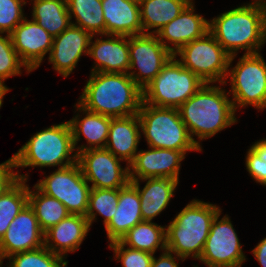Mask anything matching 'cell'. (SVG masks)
<instances>
[{
    "label": "cell",
    "mask_w": 266,
    "mask_h": 267,
    "mask_svg": "<svg viewBox=\"0 0 266 267\" xmlns=\"http://www.w3.org/2000/svg\"><path fill=\"white\" fill-rule=\"evenodd\" d=\"M209 32L230 55L259 53L266 44V6L245 3L209 21Z\"/></svg>",
    "instance_id": "cell-1"
},
{
    "label": "cell",
    "mask_w": 266,
    "mask_h": 267,
    "mask_svg": "<svg viewBox=\"0 0 266 267\" xmlns=\"http://www.w3.org/2000/svg\"><path fill=\"white\" fill-rule=\"evenodd\" d=\"M77 103L84 109L111 118L136 115L142 89L128 73H90Z\"/></svg>",
    "instance_id": "cell-2"
},
{
    "label": "cell",
    "mask_w": 266,
    "mask_h": 267,
    "mask_svg": "<svg viewBox=\"0 0 266 267\" xmlns=\"http://www.w3.org/2000/svg\"><path fill=\"white\" fill-rule=\"evenodd\" d=\"M223 87L213 83L203 86L178 109L193 142L202 149L200 141L238 122L232 99ZM194 136H197L198 141Z\"/></svg>",
    "instance_id": "cell-3"
},
{
    "label": "cell",
    "mask_w": 266,
    "mask_h": 267,
    "mask_svg": "<svg viewBox=\"0 0 266 267\" xmlns=\"http://www.w3.org/2000/svg\"><path fill=\"white\" fill-rule=\"evenodd\" d=\"M222 212L218 205L193 199L166 226V247L183 259L199 260L215 216Z\"/></svg>",
    "instance_id": "cell-4"
},
{
    "label": "cell",
    "mask_w": 266,
    "mask_h": 267,
    "mask_svg": "<svg viewBox=\"0 0 266 267\" xmlns=\"http://www.w3.org/2000/svg\"><path fill=\"white\" fill-rule=\"evenodd\" d=\"M77 156L69 121L40 130L14 154L17 168H63L76 163Z\"/></svg>",
    "instance_id": "cell-5"
},
{
    "label": "cell",
    "mask_w": 266,
    "mask_h": 267,
    "mask_svg": "<svg viewBox=\"0 0 266 267\" xmlns=\"http://www.w3.org/2000/svg\"><path fill=\"white\" fill-rule=\"evenodd\" d=\"M141 133L148 147L187 151L202 150L191 139L178 108L156 107L144 102L139 112Z\"/></svg>",
    "instance_id": "cell-6"
},
{
    "label": "cell",
    "mask_w": 266,
    "mask_h": 267,
    "mask_svg": "<svg viewBox=\"0 0 266 267\" xmlns=\"http://www.w3.org/2000/svg\"><path fill=\"white\" fill-rule=\"evenodd\" d=\"M237 57H230L228 74L225 83L230 78L229 95H232L234 110L240 107L253 106L259 111L266 108V62L261 54H244L234 67L232 62Z\"/></svg>",
    "instance_id": "cell-7"
},
{
    "label": "cell",
    "mask_w": 266,
    "mask_h": 267,
    "mask_svg": "<svg viewBox=\"0 0 266 267\" xmlns=\"http://www.w3.org/2000/svg\"><path fill=\"white\" fill-rule=\"evenodd\" d=\"M204 83L173 56L142 90V102L156 107L179 108Z\"/></svg>",
    "instance_id": "cell-8"
},
{
    "label": "cell",
    "mask_w": 266,
    "mask_h": 267,
    "mask_svg": "<svg viewBox=\"0 0 266 267\" xmlns=\"http://www.w3.org/2000/svg\"><path fill=\"white\" fill-rule=\"evenodd\" d=\"M173 56H180L177 61L205 83L217 82L220 85L226 81L231 56L210 32L187 43Z\"/></svg>",
    "instance_id": "cell-9"
},
{
    "label": "cell",
    "mask_w": 266,
    "mask_h": 267,
    "mask_svg": "<svg viewBox=\"0 0 266 267\" xmlns=\"http://www.w3.org/2000/svg\"><path fill=\"white\" fill-rule=\"evenodd\" d=\"M35 185L64 204L70 214L86 216L91 184L85 180L78 162L56 169Z\"/></svg>",
    "instance_id": "cell-10"
},
{
    "label": "cell",
    "mask_w": 266,
    "mask_h": 267,
    "mask_svg": "<svg viewBox=\"0 0 266 267\" xmlns=\"http://www.w3.org/2000/svg\"><path fill=\"white\" fill-rule=\"evenodd\" d=\"M219 212L210 228L200 262L208 267H241L247 259L231 219Z\"/></svg>",
    "instance_id": "cell-11"
},
{
    "label": "cell",
    "mask_w": 266,
    "mask_h": 267,
    "mask_svg": "<svg viewBox=\"0 0 266 267\" xmlns=\"http://www.w3.org/2000/svg\"><path fill=\"white\" fill-rule=\"evenodd\" d=\"M128 74L143 90L173 57L156 34L129 36ZM138 71V72H137Z\"/></svg>",
    "instance_id": "cell-12"
},
{
    "label": "cell",
    "mask_w": 266,
    "mask_h": 267,
    "mask_svg": "<svg viewBox=\"0 0 266 267\" xmlns=\"http://www.w3.org/2000/svg\"><path fill=\"white\" fill-rule=\"evenodd\" d=\"M77 162L91 188L118 189L129 182V166L106 148L90 149L78 153Z\"/></svg>",
    "instance_id": "cell-13"
},
{
    "label": "cell",
    "mask_w": 266,
    "mask_h": 267,
    "mask_svg": "<svg viewBox=\"0 0 266 267\" xmlns=\"http://www.w3.org/2000/svg\"><path fill=\"white\" fill-rule=\"evenodd\" d=\"M44 246V232L41 230L33 209L27 204L10 223L0 240V261L9 256L31 251Z\"/></svg>",
    "instance_id": "cell-14"
},
{
    "label": "cell",
    "mask_w": 266,
    "mask_h": 267,
    "mask_svg": "<svg viewBox=\"0 0 266 267\" xmlns=\"http://www.w3.org/2000/svg\"><path fill=\"white\" fill-rule=\"evenodd\" d=\"M139 150L129 165V179L170 178L179 181L181 162L186 158L183 151L148 147Z\"/></svg>",
    "instance_id": "cell-15"
},
{
    "label": "cell",
    "mask_w": 266,
    "mask_h": 267,
    "mask_svg": "<svg viewBox=\"0 0 266 267\" xmlns=\"http://www.w3.org/2000/svg\"><path fill=\"white\" fill-rule=\"evenodd\" d=\"M92 35L71 24L66 30L53 37L48 63L53 69L67 78L77 66L82 55H88Z\"/></svg>",
    "instance_id": "cell-16"
},
{
    "label": "cell",
    "mask_w": 266,
    "mask_h": 267,
    "mask_svg": "<svg viewBox=\"0 0 266 267\" xmlns=\"http://www.w3.org/2000/svg\"><path fill=\"white\" fill-rule=\"evenodd\" d=\"M21 61L32 72L51 51L53 37L35 21L25 18L10 34Z\"/></svg>",
    "instance_id": "cell-17"
},
{
    "label": "cell",
    "mask_w": 266,
    "mask_h": 267,
    "mask_svg": "<svg viewBox=\"0 0 266 267\" xmlns=\"http://www.w3.org/2000/svg\"><path fill=\"white\" fill-rule=\"evenodd\" d=\"M107 38L104 40L103 37ZM91 38L88 55L94 60L90 73H128L130 67L129 36L101 34ZM103 39V40H102Z\"/></svg>",
    "instance_id": "cell-18"
},
{
    "label": "cell",
    "mask_w": 266,
    "mask_h": 267,
    "mask_svg": "<svg viewBox=\"0 0 266 267\" xmlns=\"http://www.w3.org/2000/svg\"><path fill=\"white\" fill-rule=\"evenodd\" d=\"M194 3H189L178 17L156 34L159 41L173 55L187 43L199 39L209 32V20L195 12Z\"/></svg>",
    "instance_id": "cell-19"
},
{
    "label": "cell",
    "mask_w": 266,
    "mask_h": 267,
    "mask_svg": "<svg viewBox=\"0 0 266 267\" xmlns=\"http://www.w3.org/2000/svg\"><path fill=\"white\" fill-rule=\"evenodd\" d=\"M89 229L90 224L85 216L69 214L44 233V246L52 253L66 258L67 253L79 250Z\"/></svg>",
    "instance_id": "cell-20"
},
{
    "label": "cell",
    "mask_w": 266,
    "mask_h": 267,
    "mask_svg": "<svg viewBox=\"0 0 266 267\" xmlns=\"http://www.w3.org/2000/svg\"><path fill=\"white\" fill-rule=\"evenodd\" d=\"M74 107L77 113L69 120V123L72 129L73 143L77 154L90 149L105 148L111 117L90 112L81 107L78 103H76ZM78 112H82L83 116H80ZM82 135L85 137L84 139L87 144L77 146L78 142L82 139Z\"/></svg>",
    "instance_id": "cell-21"
},
{
    "label": "cell",
    "mask_w": 266,
    "mask_h": 267,
    "mask_svg": "<svg viewBox=\"0 0 266 267\" xmlns=\"http://www.w3.org/2000/svg\"><path fill=\"white\" fill-rule=\"evenodd\" d=\"M141 135L138 114L111 118L105 148L129 166L138 152Z\"/></svg>",
    "instance_id": "cell-22"
},
{
    "label": "cell",
    "mask_w": 266,
    "mask_h": 267,
    "mask_svg": "<svg viewBox=\"0 0 266 267\" xmlns=\"http://www.w3.org/2000/svg\"><path fill=\"white\" fill-rule=\"evenodd\" d=\"M105 34L134 36L143 34L137 0H101Z\"/></svg>",
    "instance_id": "cell-23"
},
{
    "label": "cell",
    "mask_w": 266,
    "mask_h": 267,
    "mask_svg": "<svg viewBox=\"0 0 266 267\" xmlns=\"http://www.w3.org/2000/svg\"><path fill=\"white\" fill-rule=\"evenodd\" d=\"M142 221L139 193L129 182L125 187L119 188L117 209L105 226L108 243L120 241L130 229Z\"/></svg>",
    "instance_id": "cell-24"
},
{
    "label": "cell",
    "mask_w": 266,
    "mask_h": 267,
    "mask_svg": "<svg viewBox=\"0 0 266 267\" xmlns=\"http://www.w3.org/2000/svg\"><path fill=\"white\" fill-rule=\"evenodd\" d=\"M140 181H146L142 189H140ZM130 183L139 193L143 221H152L167 208L171 198L174 196L179 181L170 178L155 177L130 180Z\"/></svg>",
    "instance_id": "cell-25"
},
{
    "label": "cell",
    "mask_w": 266,
    "mask_h": 267,
    "mask_svg": "<svg viewBox=\"0 0 266 267\" xmlns=\"http://www.w3.org/2000/svg\"><path fill=\"white\" fill-rule=\"evenodd\" d=\"M189 3L188 0H139L143 34H157L178 17Z\"/></svg>",
    "instance_id": "cell-26"
},
{
    "label": "cell",
    "mask_w": 266,
    "mask_h": 267,
    "mask_svg": "<svg viewBox=\"0 0 266 267\" xmlns=\"http://www.w3.org/2000/svg\"><path fill=\"white\" fill-rule=\"evenodd\" d=\"M32 20L52 37H56L71 24L66 0H31Z\"/></svg>",
    "instance_id": "cell-27"
},
{
    "label": "cell",
    "mask_w": 266,
    "mask_h": 267,
    "mask_svg": "<svg viewBox=\"0 0 266 267\" xmlns=\"http://www.w3.org/2000/svg\"><path fill=\"white\" fill-rule=\"evenodd\" d=\"M120 242L132 249L155 254L157 249L166 251V227L152 221H142L130 229Z\"/></svg>",
    "instance_id": "cell-28"
},
{
    "label": "cell",
    "mask_w": 266,
    "mask_h": 267,
    "mask_svg": "<svg viewBox=\"0 0 266 267\" xmlns=\"http://www.w3.org/2000/svg\"><path fill=\"white\" fill-rule=\"evenodd\" d=\"M73 25L94 35H105V19L101 0H66ZM75 18V22L72 21Z\"/></svg>",
    "instance_id": "cell-29"
},
{
    "label": "cell",
    "mask_w": 266,
    "mask_h": 267,
    "mask_svg": "<svg viewBox=\"0 0 266 267\" xmlns=\"http://www.w3.org/2000/svg\"><path fill=\"white\" fill-rule=\"evenodd\" d=\"M28 204L44 233L70 214L64 204L43 193L36 185L33 186V190H30L28 185Z\"/></svg>",
    "instance_id": "cell-30"
},
{
    "label": "cell",
    "mask_w": 266,
    "mask_h": 267,
    "mask_svg": "<svg viewBox=\"0 0 266 267\" xmlns=\"http://www.w3.org/2000/svg\"><path fill=\"white\" fill-rule=\"evenodd\" d=\"M28 181L19 179L0 196V240L13 219L28 204Z\"/></svg>",
    "instance_id": "cell-31"
},
{
    "label": "cell",
    "mask_w": 266,
    "mask_h": 267,
    "mask_svg": "<svg viewBox=\"0 0 266 267\" xmlns=\"http://www.w3.org/2000/svg\"><path fill=\"white\" fill-rule=\"evenodd\" d=\"M119 199L118 189H101L91 188L89 195L88 210L86 218L89 221L90 227L97 219V215L104 217L103 223L106 226L113 218L117 209Z\"/></svg>",
    "instance_id": "cell-32"
},
{
    "label": "cell",
    "mask_w": 266,
    "mask_h": 267,
    "mask_svg": "<svg viewBox=\"0 0 266 267\" xmlns=\"http://www.w3.org/2000/svg\"><path fill=\"white\" fill-rule=\"evenodd\" d=\"M8 267H67L65 258L42 246L38 249L15 253L8 258Z\"/></svg>",
    "instance_id": "cell-33"
},
{
    "label": "cell",
    "mask_w": 266,
    "mask_h": 267,
    "mask_svg": "<svg viewBox=\"0 0 266 267\" xmlns=\"http://www.w3.org/2000/svg\"><path fill=\"white\" fill-rule=\"evenodd\" d=\"M21 67H25L26 73L31 72L15 51L11 36L0 34V80L5 82L12 76L21 75Z\"/></svg>",
    "instance_id": "cell-34"
},
{
    "label": "cell",
    "mask_w": 266,
    "mask_h": 267,
    "mask_svg": "<svg viewBox=\"0 0 266 267\" xmlns=\"http://www.w3.org/2000/svg\"><path fill=\"white\" fill-rule=\"evenodd\" d=\"M245 160L246 169L252 179L266 186V138L252 144Z\"/></svg>",
    "instance_id": "cell-35"
},
{
    "label": "cell",
    "mask_w": 266,
    "mask_h": 267,
    "mask_svg": "<svg viewBox=\"0 0 266 267\" xmlns=\"http://www.w3.org/2000/svg\"><path fill=\"white\" fill-rule=\"evenodd\" d=\"M25 0H0V34L10 35L26 18L23 6Z\"/></svg>",
    "instance_id": "cell-36"
},
{
    "label": "cell",
    "mask_w": 266,
    "mask_h": 267,
    "mask_svg": "<svg viewBox=\"0 0 266 267\" xmlns=\"http://www.w3.org/2000/svg\"><path fill=\"white\" fill-rule=\"evenodd\" d=\"M125 247L120 241L109 243V248L114 252V259L121 262L122 267H151L154 254Z\"/></svg>",
    "instance_id": "cell-37"
},
{
    "label": "cell",
    "mask_w": 266,
    "mask_h": 267,
    "mask_svg": "<svg viewBox=\"0 0 266 267\" xmlns=\"http://www.w3.org/2000/svg\"><path fill=\"white\" fill-rule=\"evenodd\" d=\"M16 167V162L14 154L11 158L0 164V196L11 188L19 179L28 180V173L19 174L20 171L14 172Z\"/></svg>",
    "instance_id": "cell-38"
},
{
    "label": "cell",
    "mask_w": 266,
    "mask_h": 267,
    "mask_svg": "<svg viewBox=\"0 0 266 267\" xmlns=\"http://www.w3.org/2000/svg\"><path fill=\"white\" fill-rule=\"evenodd\" d=\"M176 259H178V261H185V259L166 250L160 254L159 258H156L155 255L153 256L151 267H179L180 262L177 263Z\"/></svg>",
    "instance_id": "cell-39"
},
{
    "label": "cell",
    "mask_w": 266,
    "mask_h": 267,
    "mask_svg": "<svg viewBox=\"0 0 266 267\" xmlns=\"http://www.w3.org/2000/svg\"><path fill=\"white\" fill-rule=\"evenodd\" d=\"M254 257L257 259V262L262 266L266 267V237L263 238L258 245L251 250Z\"/></svg>",
    "instance_id": "cell-40"
},
{
    "label": "cell",
    "mask_w": 266,
    "mask_h": 267,
    "mask_svg": "<svg viewBox=\"0 0 266 267\" xmlns=\"http://www.w3.org/2000/svg\"><path fill=\"white\" fill-rule=\"evenodd\" d=\"M9 90L10 89L5 85L4 81L0 80V109L3 104V98L5 94L9 92Z\"/></svg>",
    "instance_id": "cell-41"
},
{
    "label": "cell",
    "mask_w": 266,
    "mask_h": 267,
    "mask_svg": "<svg viewBox=\"0 0 266 267\" xmlns=\"http://www.w3.org/2000/svg\"><path fill=\"white\" fill-rule=\"evenodd\" d=\"M253 2H256L257 4L266 6V0H254Z\"/></svg>",
    "instance_id": "cell-42"
}]
</instances>
